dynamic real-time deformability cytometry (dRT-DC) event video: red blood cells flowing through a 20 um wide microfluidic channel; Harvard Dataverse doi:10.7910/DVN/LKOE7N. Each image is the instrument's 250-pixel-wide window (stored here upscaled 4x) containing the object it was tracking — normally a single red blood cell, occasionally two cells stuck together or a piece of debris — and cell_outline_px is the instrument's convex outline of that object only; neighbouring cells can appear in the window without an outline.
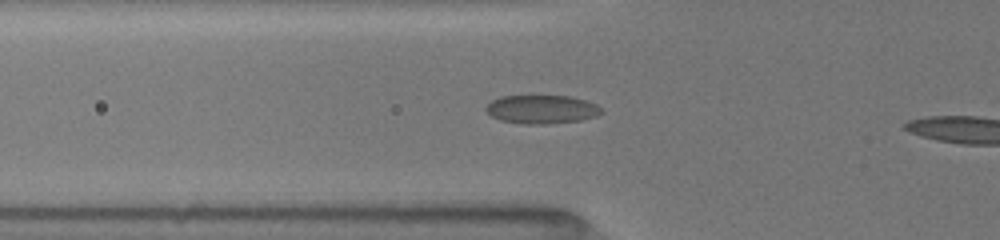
{"species": "common noctule bat (a hibernating species)", "species_latin": "Nyctalus noctula", "temperature_condition": "room temperature", "stored_images_in_passage": 7, "camera_frame_rate_fps": 3000, "um_per_image_px": 0.085, "animal": {"sex": "female", "body_mass_g": 19.5, "forearm_length_mm": 54.1}, "frame": {"image": 1, "passage_image": 6, "time_ms": 3.0, "image_size_px": [1000, 240], "cell_outline_px": [[604, 112], [596, 116], [580, 120], [544, 124], [524, 124], [500, 120], [492, 116], [484, 108], [492, 100], [500, 96], [572, 96], [596, 104]], "centroid_in_image_um": [46.04, 9.29], "position_along_channel_um": 79.8, "area_um2": 19.13}}